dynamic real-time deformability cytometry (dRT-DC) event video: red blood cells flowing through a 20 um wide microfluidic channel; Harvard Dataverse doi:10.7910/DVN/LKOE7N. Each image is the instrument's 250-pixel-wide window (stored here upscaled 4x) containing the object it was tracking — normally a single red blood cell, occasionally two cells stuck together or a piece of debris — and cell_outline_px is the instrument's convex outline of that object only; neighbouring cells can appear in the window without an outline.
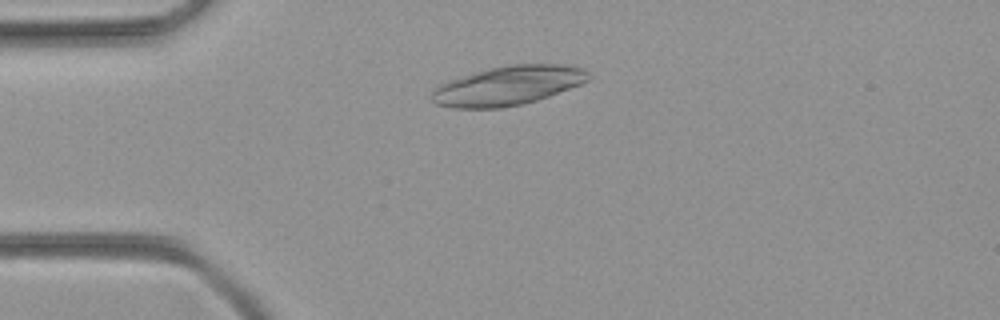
{"species": "common noctule bat (a hibernating species)", "species_latin": "Nyctalus noctula", "temperature_condition": "room temperature", "stored_images_in_passage": 48, "camera_frame_rate_fps": 3000, "um_per_image_px": 0.085, "animal": {"sex": "female", "body_mass_g": 21.9}, "frame": {"image": 1, "passage_image": 10, "time_ms": 3.0, "image_size_px": [1000, 320], "cell_outline_px": [[592, 76], [588, 80], [580, 84], [548, 96], [536, 100], [520, 104], [500, 108], [456, 108], [436, 104], [432, 100], [432, 92], [440, 84], [448, 80], [460, 76], [488, 68], [512, 64], [572, 64], [588, 72]], "centroid_in_image_um": [43.18, 7.26], "position_along_channel_um": 41.8, "area_um2": 35.66}}
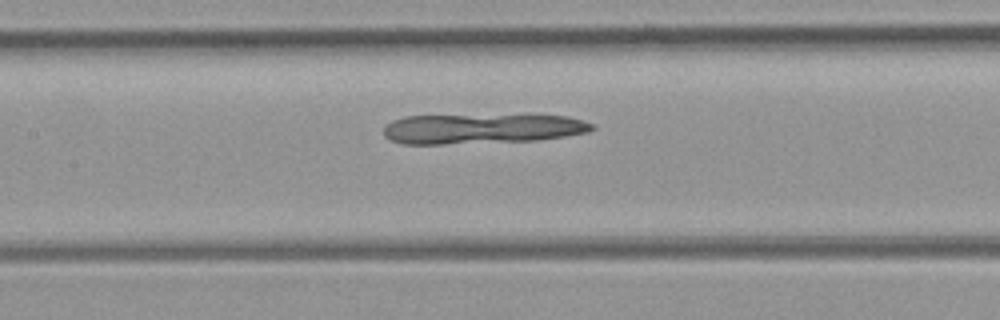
{"frame": {"image": 2, "passage_image": 21, "time_ms": 6.667, "image_size_px": [1000, 320], "cell_outline_px": [[596, 128], [588, 132], [564, 136], [536, 140], [444, 144], [404, 144], [392, 140], [384, 136], [384, 128], [392, 120], [404, 116], [568, 116], [592, 124]], "centroid_in_image_um": [40.92, 10.95], "position_along_channel_um": 166.5, "area_um2": 35.66}}
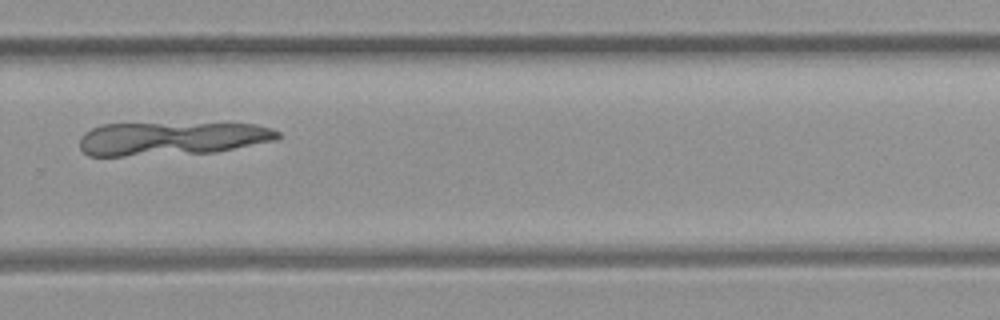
{"frame": {"image": 3, "passage_image": 32, "time_ms": 10.333, "image_size_px": [1000, 320], "cell_outline_px": [[280, 136], [276, 140], [212, 152], [124, 156], [88, 156], [80, 148], [80, 136], [84, 132], [100, 124], [256, 124], [280, 132]], "centroid_in_image_um": [14.52, 11.78], "position_along_channel_um": 315.3, "area_um2": 38.15}}